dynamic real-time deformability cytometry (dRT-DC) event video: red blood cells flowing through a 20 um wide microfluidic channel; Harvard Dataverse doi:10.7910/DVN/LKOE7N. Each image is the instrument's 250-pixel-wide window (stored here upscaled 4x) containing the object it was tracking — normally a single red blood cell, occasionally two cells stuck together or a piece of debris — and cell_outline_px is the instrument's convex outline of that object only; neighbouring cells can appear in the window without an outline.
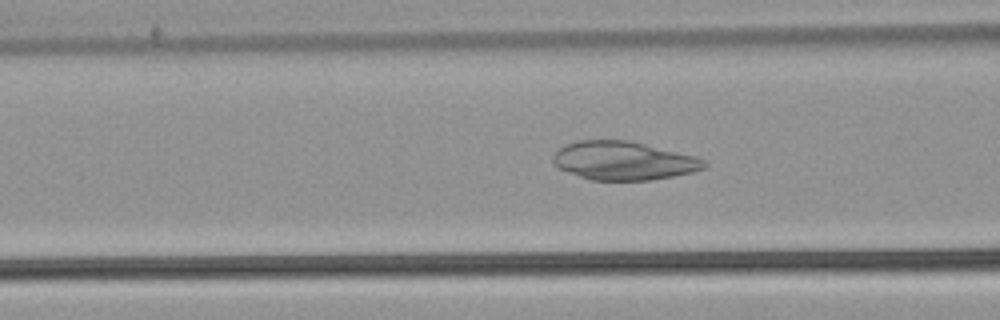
{"species": "common noctule bat (a hibernating species)", "species_latin": "Nyctalus noctula", "temperature_condition": "warm", "stored_images_in_passage": 54, "camera_frame_rate_fps": 3000, "um_per_image_px": 0.085, "animal": {"sex": "male", "body_mass_g": 21.5, "forearm_length_mm": 52.0}, "frame": {"image": 1, "passage_image": 22, "time_ms": 7.0, "image_size_px": [1000, 320], "cell_outline_px": [[708, 164], [704, 168], [692, 172], [652, 180], [588, 180], [560, 168], [552, 160], [552, 156], [556, 148], [564, 144], [576, 140], [632, 140], [696, 156], [704, 160]], "centroid_in_image_um": [52.98, 13.64], "position_along_channel_um": 113.6, "area_um2": 34.28}}
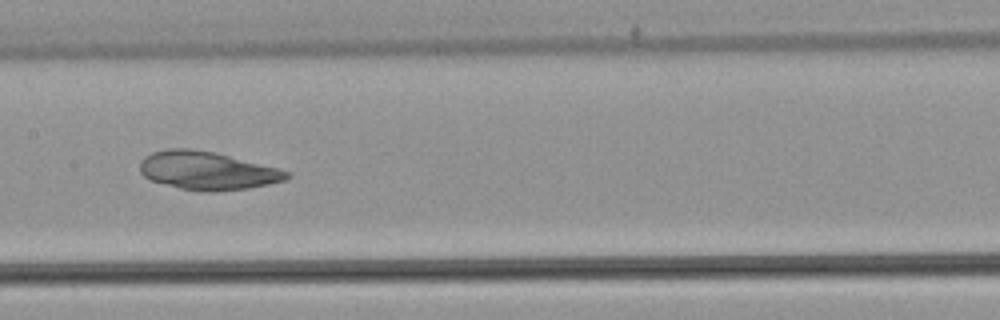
{"frame": {"image": 2, "passage_image": 28, "time_ms": 9.0, "image_size_px": [1000, 320], "cell_outline_px": [[292, 176], [284, 180], [268, 184], [248, 188], [216, 192], [200, 192], [180, 188], [148, 180], [140, 172], [140, 164], [144, 156], [152, 152], [168, 148], [192, 148], [212, 152], [292, 172]], "centroid_in_image_um": [17.58, 14.52], "position_along_channel_um": 189.8, "area_um2": 32.66}}
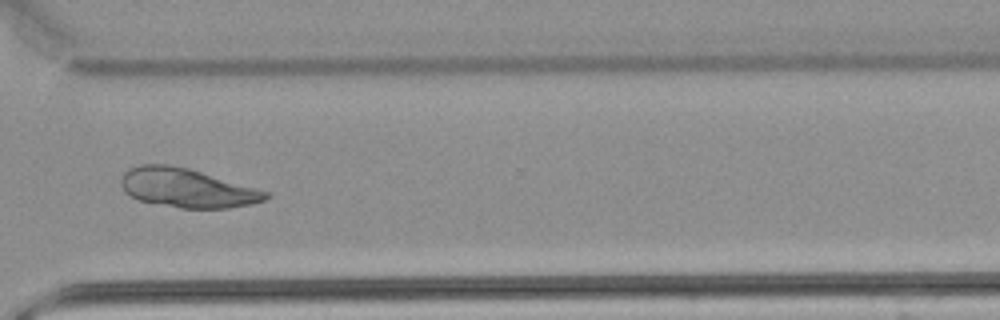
{"frame": {"image": 3, "passage_image": 41, "time_ms": 13.333, "image_size_px": [1000, 320], "cell_outline_px": [[272, 196], [264, 200], [252, 204], [228, 208], [180, 208], [136, 200], [128, 196], [124, 192], [120, 184], [120, 180], [124, 172], [128, 168], [140, 164], [168, 164], [188, 168], [272, 192]], "centroid_in_image_um": [15.89, 15.98], "position_along_channel_um": 354.7, "area_um2": 33.35}}